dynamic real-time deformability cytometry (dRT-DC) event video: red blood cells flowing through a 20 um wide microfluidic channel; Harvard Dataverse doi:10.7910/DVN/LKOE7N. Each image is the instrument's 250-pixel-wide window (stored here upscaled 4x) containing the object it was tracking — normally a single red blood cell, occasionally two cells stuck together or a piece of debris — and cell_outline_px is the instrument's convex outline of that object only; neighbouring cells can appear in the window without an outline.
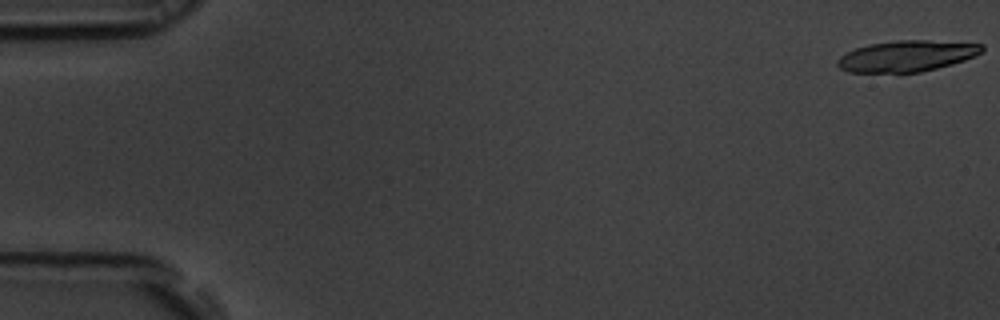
{"species": "common noctule bat (a hibernating species)", "species_latin": "Nyctalus noctula", "temperature_condition": "room temperature", "stored_images_in_passage": 19, "camera_frame_rate_fps": 3000, "um_per_image_px": 0.085, "animal": {"sex": "male", "body_mass_g": 19.5, "forearm_length_mm": 54.6}, "frame": {"image": 1, "passage_image": 1, "time_ms": 0.0, "image_size_px": [1000, 320], "cell_outline_px": [[984, 48], [976, 56], [952, 64], [920, 72], [848, 72], [840, 68], [836, 64], [836, 60], [840, 56], [856, 48], [868, 44], [896, 40], [928, 40], [984, 44]], "centroid_in_image_um": [77.07, 4.75], "position_along_channel_um": 7.9, "area_um2": 26.13}}